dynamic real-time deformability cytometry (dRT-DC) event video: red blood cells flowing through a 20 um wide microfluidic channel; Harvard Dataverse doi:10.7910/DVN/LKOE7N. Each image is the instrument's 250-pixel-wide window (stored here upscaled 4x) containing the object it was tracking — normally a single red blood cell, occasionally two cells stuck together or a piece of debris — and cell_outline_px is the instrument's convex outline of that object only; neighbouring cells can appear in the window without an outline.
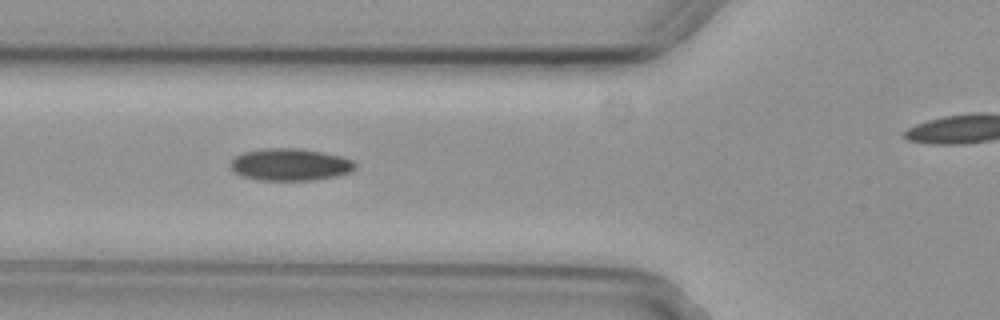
{"species": "common noctule bat (a hibernating species)", "species_latin": "Nyctalus noctula", "temperature_condition": "cold", "stored_images_in_passage": 8, "camera_frame_rate_fps": 3000, "um_per_image_px": 0.085, "animal": {"sex": "female", "body_mass_g": 29.2, "forearm_length_mm": 56.3}, "frame": {"image": 1, "passage_image": 4, "time_ms": 1.0, "image_size_px": [1000, 320], "cell_outline_px": [[356, 168], [352, 172], [336, 176], [316, 180], [260, 180], [240, 176], [232, 168], [232, 160], [236, 156], [244, 152], [268, 148], [300, 148], [324, 152], [340, 156], [352, 160], [356, 164]], "centroid_in_image_um": [24.71, 13.99], "position_along_channel_um": 101.1, "area_um2": 23.35}}
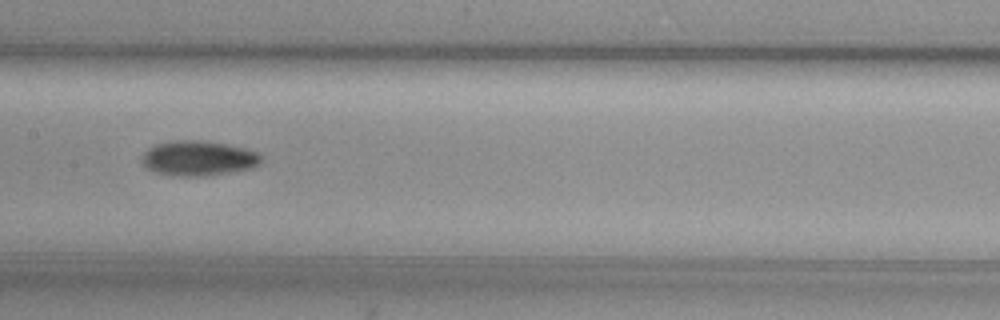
{"frame": {"image": 2, "passage_image": 6, "time_ms": 1.667, "image_size_px": [1000, 320], "cell_outline_px": [[260, 164], [252, 168], [204, 176], [168, 176], [152, 172], [144, 168], [140, 160], [140, 156], [148, 148], [156, 144], [176, 140], [200, 140], [228, 144], [244, 148], [256, 152], [260, 156]], "centroid_in_image_um": [16.77, 13.46], "position_along_channel_um": 190.6, "area_um2": 24.62}}
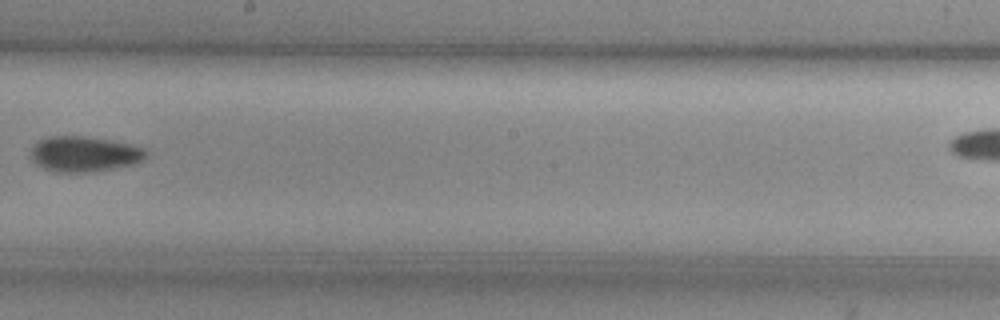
{"frame": {"image": 3, "passage_image": 7, "time_ms": 2.0, "image_size_px": [1000, 320], "cell_outline_px": [[144, 156], [140, 160], [132, 164], [116, 168], [96, 172], [56, 172], [44, 168], [36, 164], [32, 160], [32, 148], [40, 140], [48, 136], [84, 136], [112, 140], [144, 148]], "centroid_in_image_um": [7.13, 13.1], "position_along_channel_um": 241.1, "area_um2": 23.52}}